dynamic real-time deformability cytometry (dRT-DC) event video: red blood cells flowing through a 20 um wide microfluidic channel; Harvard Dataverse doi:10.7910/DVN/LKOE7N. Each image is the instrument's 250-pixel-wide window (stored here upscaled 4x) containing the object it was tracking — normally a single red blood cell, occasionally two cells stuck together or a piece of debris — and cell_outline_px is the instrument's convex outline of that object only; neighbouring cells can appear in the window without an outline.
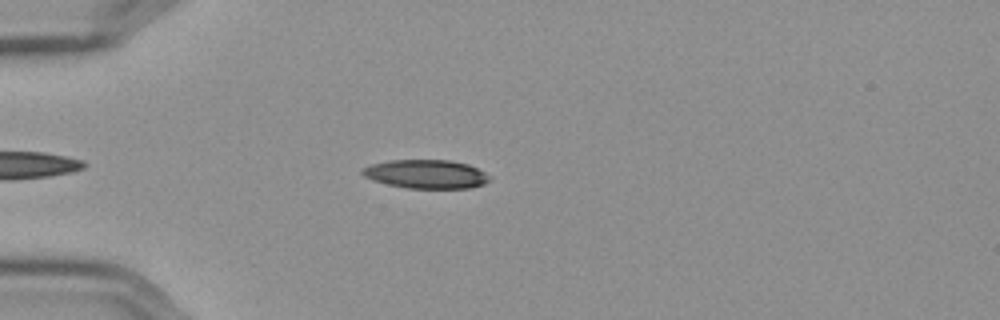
{"species": "Egyptian fruit bat (a non-hibernating species)", "species_latin": "Rousettus aegyptiacus", "temperature_condition": "cold", "stored_images_in_passage": 49, "camera_frame_rate_fps": 3000, "um_per_image_px": 0.085, "frame": {"image": 1, "passage_image": 8, "time_ms": 2.333, "image_size_px": [1000, 320], "cell_outline_px": [[488, 180], [484, 184], [468, 188], [408, 188], [388, 184], [372, 180], [364, 176], [360, 172], [360, 168], [372, 164], [388, 160], [448, 160], [468, 164], [484, 172], [488, 176]], "centroid_in_image_um": [36.16, 14.79], "position_along_channel_um": 48.8, "area_um2": 21.15}}
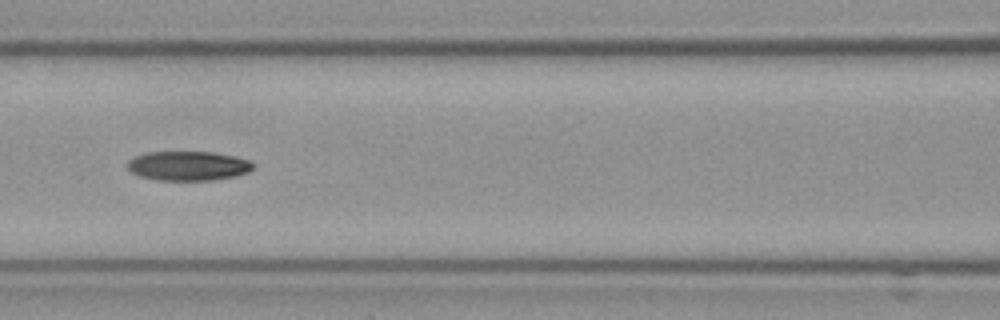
{"frame": {"image": 2, "passage_image": 18, "time_ms": 5.667, "image_size_px": [1000, 320], "cell_outline_px": [[256, 168], [248, 172], [236, 176], [212, 180], [156, 180], [140, 176], [132, 172], [128, 168], [128, 160], [136, 156], [148, 152], [212, 152], [236, 156], [248, 160], [256, 164]], "centroid_in_image_um": [16.05, 14.1], "position_along_channel_um": 150.6, "area_um2": 21.62}}
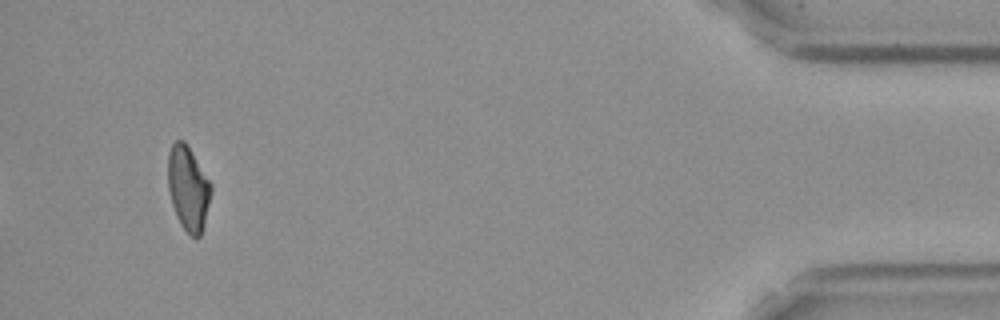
{"frame": {"image": 3, "passage_image": 46, "time_ms": 15.0, "image_size_px": [1000, 320], "cell_outline_px": [[212, 192], [204, 224], [200, 236], [196, 240], [188, 236], [180, 224], [176, 216], [168, 192], [168, 152], [172, 144], [176, 140], [184, 140], [212, 184]], "centroid_in_image_um": [15.99, 16.05], "position_along_channel_um": 419.2, "area_um2": 21.5}, "authors_computed_cell_mechanics": {"area_um2": 21.6172, "velocity_mm_per_s": 3.6044, "shape_relaxation_time_tau1_ms": 8.7059, "shape_relaxation_time_tau2_ms": 4.7038, "deformation_change_tau1": 0.2235, "deformation_change_tau2": 0.1093}}